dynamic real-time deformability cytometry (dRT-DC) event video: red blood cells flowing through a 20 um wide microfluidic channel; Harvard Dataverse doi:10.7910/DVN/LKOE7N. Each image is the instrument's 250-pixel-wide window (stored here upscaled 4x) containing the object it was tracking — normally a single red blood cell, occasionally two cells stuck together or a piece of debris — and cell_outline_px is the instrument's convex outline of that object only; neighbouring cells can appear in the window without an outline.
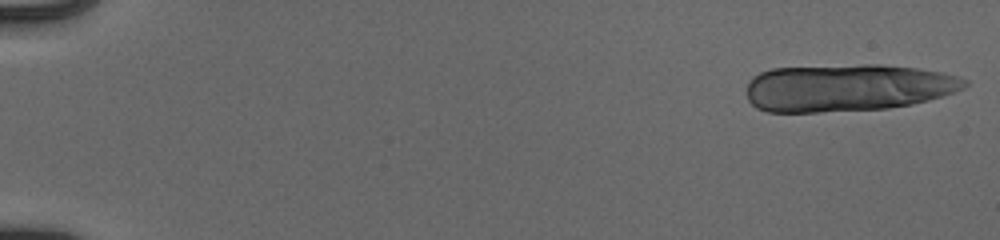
{"species": "human", "species_latin": "Homo sapiens", "temperature_condition": "cold", "stored_images_in_passage": 19, "camera_frame_rate_fps": 3000, "um_per_image_px": 0.085, "donor": {"sex": "male"}, "frame": {"image": 1, "passage_image": 1, "time_ms": 0.0, "image_size_px": [1000, 240], "cell_outline_px": [[968, 84], [964, 88], [928, 100], [912, 104], [888, 108], [820, 112], [768, 112], [756, 108], [748, 100], [748, 84], [752, 76], [760, 72], [772, 68], [864, 64], [880, 64], [916, 68], [940, 72], [956, 76], [968, 80]], "centroid_in_image_um": [72.0, 7.45], "position_along_channel_um": 13.0, "area_um2": 60.23}}